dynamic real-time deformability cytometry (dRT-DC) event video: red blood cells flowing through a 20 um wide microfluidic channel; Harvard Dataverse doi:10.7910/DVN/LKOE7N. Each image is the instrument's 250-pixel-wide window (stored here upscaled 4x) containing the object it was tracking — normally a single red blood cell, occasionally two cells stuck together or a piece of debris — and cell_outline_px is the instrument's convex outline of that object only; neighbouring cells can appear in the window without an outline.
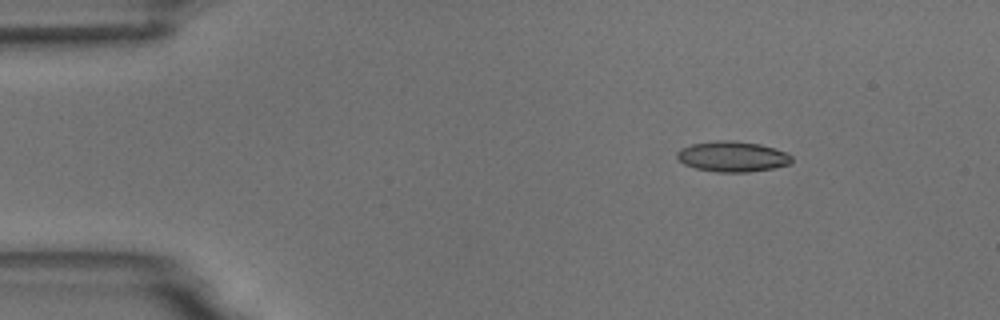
{"species": "common noctule bat (a hibernating species)", "species_latin": "Nyctalus noctula", "temperature_condition": "room temperature", "stored_images_in_passage": 7, "camera_frame_rate_fps": 3000, "um_per_image_px": 0.085, "animal": {"sex": "male", "body_mass_g": 18.8}, "frame": {"image": 1, "passage_image": 2, "time_ms": 1.333, "image_size_px": [1000, 320], "cell_outline_px": [[792, 160], [788, 164], [772, 168], [748, 172], [716, 172], [696, 168], [684, 164], [676, 156], [676, 152], [680, 148], [692, 144], [716, 140], [732, 140], [760, 144], [784, 152], [792, 156]], "centroid_in_image_um": [62.21, 13.3], "position_along_channel_um": 22.8, "area_um2": 20.23}}
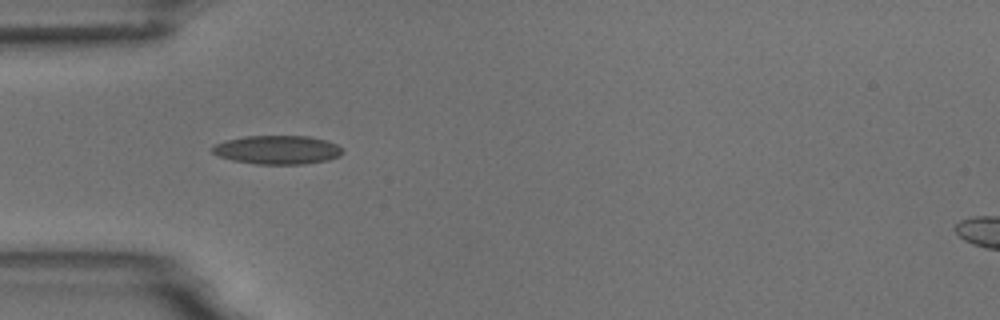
{"frame": {"image": 2, "passage_image": 4, "time_ms": 4.333, "image_size_px": [1000, 320], "cell_outline_px": [[344, 152], [340, 156], [328, 160], [304, 164], [256, 164], [232, 160], [220, 156], [212, 152], [212, 148], [216, 144], [224, 140], [244, 136], [308, 136], [328, 140], [336, 144]], "centroid_in_image_um": [23.6, 12.73], "position_along_channel_um": 61.4, "area_um2": 21.85}}